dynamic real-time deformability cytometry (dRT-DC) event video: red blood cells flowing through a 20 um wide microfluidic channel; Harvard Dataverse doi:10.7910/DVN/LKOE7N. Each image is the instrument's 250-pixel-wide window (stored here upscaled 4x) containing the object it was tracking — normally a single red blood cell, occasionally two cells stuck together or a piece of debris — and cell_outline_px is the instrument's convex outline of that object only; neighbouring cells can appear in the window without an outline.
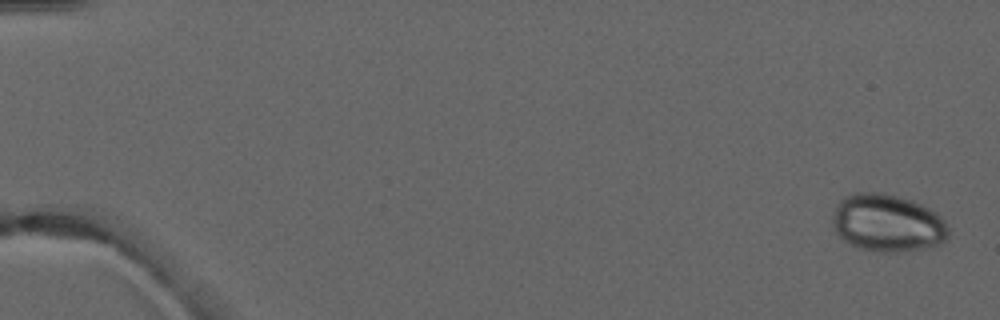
{"species": "common noctule bat (a hibernating species)", "species_latin": "Nyctalus noctula", "temperature_condition": "warm", "stored_images_in_passage": 4, "camera_frame_rate_fps": 3000, "um_per_image_px": 0.085, "animal": {"sex": "male", "forearm_length_mm": 52.5}, "frame": {"image": 1, "passage_image": 1, "time_ms": 0.0, "image_size_px": [1000, 320], "cell_outline_px": [[948, 240], [944, 244], [904, 252], [880, 252], [860, 248], [844, 240], [836, 232], [832, 224], [832, 212], [836, 204], [844, 196], [856, 192], [880, 192], [912, 200], [936, 212], [944, 220], [948, 228]], "centroid_in_image_um": [75.44, 18.96], "position_along_channel_um": 9.6, "area_um2": 39.25}}